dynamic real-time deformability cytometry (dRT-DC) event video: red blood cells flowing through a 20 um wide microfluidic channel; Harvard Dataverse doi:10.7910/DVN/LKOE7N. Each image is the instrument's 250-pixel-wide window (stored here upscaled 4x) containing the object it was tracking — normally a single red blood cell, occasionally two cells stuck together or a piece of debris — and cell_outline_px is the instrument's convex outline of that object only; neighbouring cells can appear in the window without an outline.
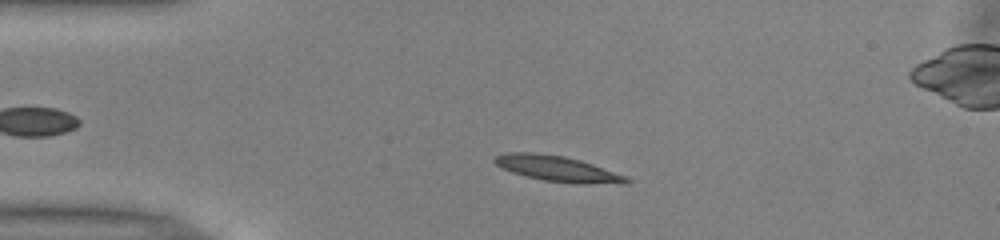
{"species": "common noctule bat (a hibernating species)", "species_latin": "Nyctalus noctula", "temperature_condition": "warm", "stored_images_in_passage": 36, "camera_frame_rate_fps": 3000, "um_per_image_px": 0.085, "animal": {"sex": "male", "body_mass_g": 13.0, "forearm_length_mm": 53.1}, "frame": {"image": 1, "passage_image": 7, "time_ms": 2.0, "image_size_px": [1000, 240], "cell_outline_px": [[632, 180], [628, 184], [576, 184], [544, 180], [512, 172], [496, 164], [492, 160], [496, 156], [508, 152], [536, 152], [564, 156], [580, 160], [628, 176]], "centroid_in_image_um": [47.47, 14.35], "position_along_channel_um": 37.5, "area_um2": 19.77}}
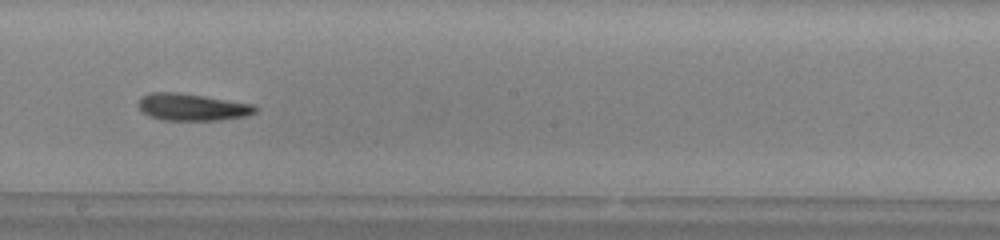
{"frame": {"image": 2, "passage_image": 24, "time_ms": 7.667, "image_size_px": [1000, 240], "cell_outline_px": [[256, 112], [248, 116], [220, 120], [160, 120], [148, 116], [136, 104], [140, 96], [152, 92], [180, 92], [252, 104], [256, 108]], "centroid_in_image_um": [16.28, 9.1], "position_along_channel_um": 231.9, "area_um2": 18.55}}
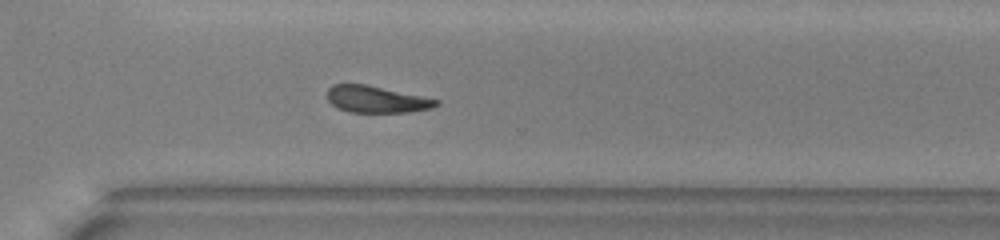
{"frame": {"image": 3, "passage_image": 32, "time_ms": 10.333, "image_size_px": [1000, 240], "cell_outline_px": [[440, 104], [432, 108], [408, 112], [348, 112], [332, 104], [328, 100], [328, 88], [332, 84], [368, 84], [440, 100]], "centroid_in_image_um": [32.02, 8.43], "position_along_channel_um": 338.6, "area_um2": 16.99}, "authors_computed_cell_mechanics": {"area_um2": 18.3226, "velocity_mm_per_s": 4.0006, "shape_relaxation_time_tau1_ms": 11.0987, "shape_relaxation_time_tau2_ms": 10.8075, "deformation_change_tau1": 0.2467, "deformation_change_tau2": 0.249}}